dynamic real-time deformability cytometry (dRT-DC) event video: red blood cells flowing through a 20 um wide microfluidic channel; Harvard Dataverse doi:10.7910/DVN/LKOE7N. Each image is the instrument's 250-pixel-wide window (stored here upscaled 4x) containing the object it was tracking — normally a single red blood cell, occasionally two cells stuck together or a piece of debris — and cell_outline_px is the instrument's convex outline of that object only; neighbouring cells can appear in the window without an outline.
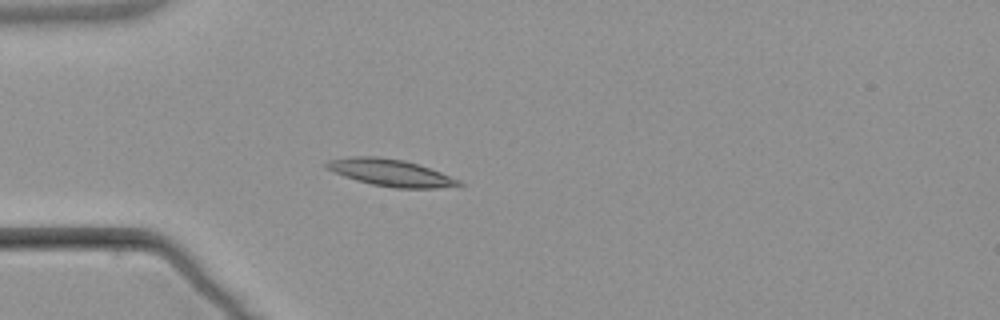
{"species": "common noctule bat (a hibernating species)", "species_latin": "Nyctalus noctula", "temperature_condition": "warm", "stored_images_in_passage": 6, "camera_frame_rate_fps": 3000, "um_per_image_px": 0.085, "animal": {"sex": "male", "body_mass_g": 21.5, "forearm_length_mm": 52.0}, "frame": {"image": 1, "passage_image": 5, "time_ms": 5.0, "image_size_px": [1000, 320], "cell_outline_px": [[464, 184], [436, 188], [392, 188], [372, 184], [356, 180], [344, 176], [324, 168], [324, 164], [328, 160], [352, 156], [376, 156], [404, 160], [440, 172], [460, 180]], "centroid_in_image_um": [33.14, 14.67], "position_along_channel_um": 51.9, "area_um2": 20.63}}